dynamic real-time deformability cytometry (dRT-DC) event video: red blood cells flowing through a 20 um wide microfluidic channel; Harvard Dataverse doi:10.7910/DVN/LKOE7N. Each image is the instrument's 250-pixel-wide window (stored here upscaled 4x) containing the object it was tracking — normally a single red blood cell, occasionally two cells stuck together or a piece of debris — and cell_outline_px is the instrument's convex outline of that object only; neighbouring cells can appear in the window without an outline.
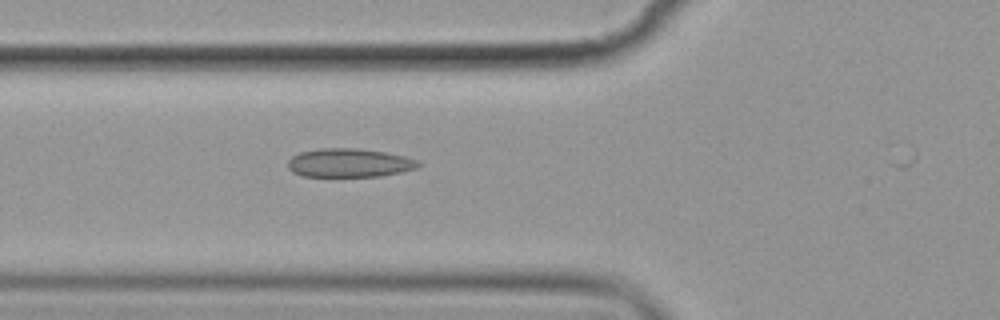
{"species": "common noctule bat (a hibernating species)", "species_latin": "Nyctalus noctula", "temperature_condition": "cold", "stored_images_in_passage": 5, "camera_frame_rate_fps": 3000, "um_per_image_px": 0.085, "animal": {"sex": "female", "body_mass_g": 19.9}, "frame": {"image": 1, "passage_image": 5, "time_ms": 5.667, "image_size_px": [1000, 320], "cell_outline_px": [[420, 164], [416, 168], [400, 172], [380, 176], [304, 176], [292, 172], [288, 168], [288, 160], [292, 156], [300, 152], [320, 148], [360, 148], [384, 152], [404, 156], [416, 160]], "centroid_in_image_um": [29.65, 13.83], "position_along_channel_um": 96.2, "area_um2": 21.68}}